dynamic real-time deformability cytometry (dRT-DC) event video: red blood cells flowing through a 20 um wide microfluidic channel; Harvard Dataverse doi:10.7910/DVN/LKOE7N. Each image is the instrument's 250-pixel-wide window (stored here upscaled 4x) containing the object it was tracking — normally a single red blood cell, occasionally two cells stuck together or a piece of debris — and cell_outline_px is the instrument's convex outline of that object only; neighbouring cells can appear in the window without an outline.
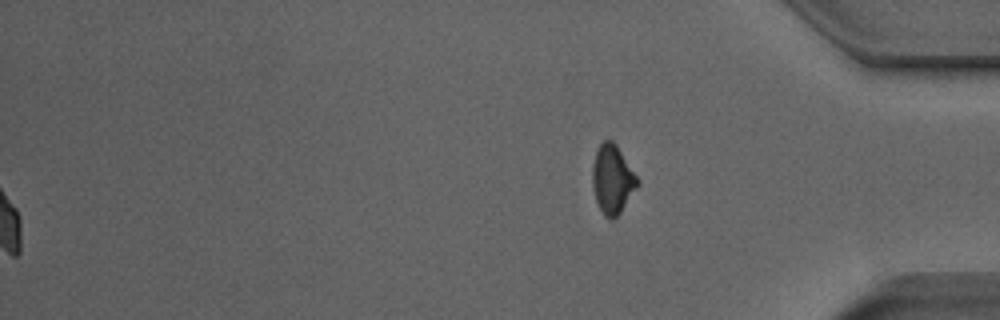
{"species": "Egyptian fruit bat (a non-hibernating species)", "species_latin": "Rousettus aegyptiacus", "temperature_condition": "room temperature", "stored_images_in_passage": 53, "segment_of_instrument_passage": [2, 2], "camera_frame_rate_fps": 3000, "um_per_image_px": 0.085, "animal": {"sex": "male"}, "frame": {"image": 1, "passage_image": 53, "time_ms": 17.333, "image_size_px": [1000, 320], "cell_outline_px": [[640, 184], [620, 212], [612, 220], [608, 220], [604, 216], [596, 200], [592, 184], [592, 164], [596, 152], [600, 144], [604, 140], [612, 140], [616, 144], [640, 180]], "centroid_in_image_um": [52.06, 15.24], "position_along_channel_um": 383.1, "area_um2": 18.09}}